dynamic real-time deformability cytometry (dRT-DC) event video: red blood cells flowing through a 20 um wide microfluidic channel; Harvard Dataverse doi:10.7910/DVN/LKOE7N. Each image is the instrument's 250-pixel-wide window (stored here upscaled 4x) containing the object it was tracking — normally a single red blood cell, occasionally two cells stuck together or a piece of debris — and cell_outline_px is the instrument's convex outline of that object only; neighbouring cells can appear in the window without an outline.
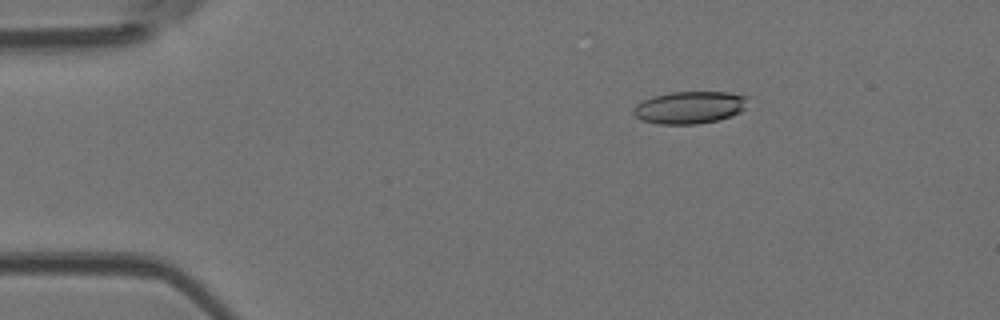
{"species": "Egyptian fruit bat (a non-hibernating species)", "species_latin": "Rousettus aegyptiacus", "temperature_condition": "room temperature", "stored_images_in_passage": 7, "camera_frame_rate_fps": 3000, "um_per_image_px": 0.085, "animal": {"sex": "female"}, "frame": {"image": 1, "passage_image": 3, "time_ms": 0.667, "image_size_px": [1000, 320], "cell_outline_px": [[748, 96], [744, 108], [740, 112], [732, 116], [716, 120], [696, 124], [660, 124], [640, 120], [632, 112], [632, 108], [636, 104], [652, 96], [672, 92], [728, 92]], "centroid_in_image_um": [58.59, 9.13], "position_along_channel_um": 26.4, "area_um2": 21.56}}
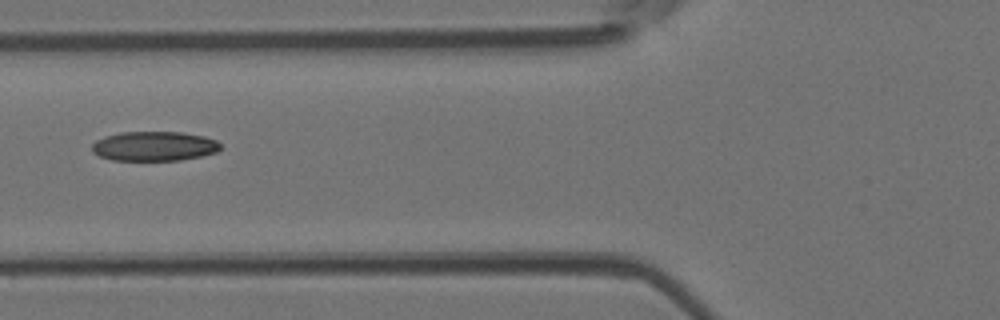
{"frame": {"image": 2, "passage_image": 6, "time_ms": 1.667, "image_size_px": [1000, 320], "cell_outline_px": [[220, 148], [216, 152], [200, 156], [180, 160], [112, 160], [100, 156], [92, 152], [92, 144], [96, 140], [104, 136], [120, 132], [180, 132], [204, 136], [216, 140], [220, 144]], "centroid_in_image_um": [13.08, 12.42], "position_along_channel_um": 112.7, "area_um2": 22.08}}
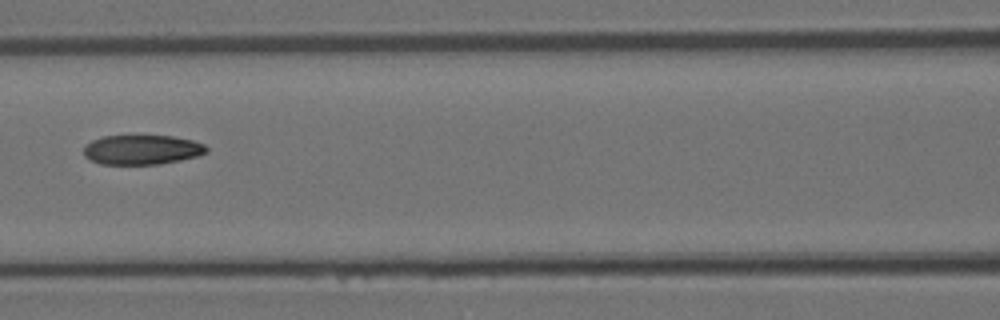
{"frame": {"image": 3, "passage_image": 7, "time_ms": 2.0, "image_size_px": [1000, 320], "cell_outline_px": [[208, 152], [196, 156], [180, 160], [160, 164], [100, 164], [88, 160], [84, 156], [84, 144], [92, 140], [104, 136], [172, 136], [192, 140], [204, 144], [208, 148]], "centroid_in_image_um": [12.03, 12.73], "position_along_channel_um": 154.6, "area_um2": 21.27}}